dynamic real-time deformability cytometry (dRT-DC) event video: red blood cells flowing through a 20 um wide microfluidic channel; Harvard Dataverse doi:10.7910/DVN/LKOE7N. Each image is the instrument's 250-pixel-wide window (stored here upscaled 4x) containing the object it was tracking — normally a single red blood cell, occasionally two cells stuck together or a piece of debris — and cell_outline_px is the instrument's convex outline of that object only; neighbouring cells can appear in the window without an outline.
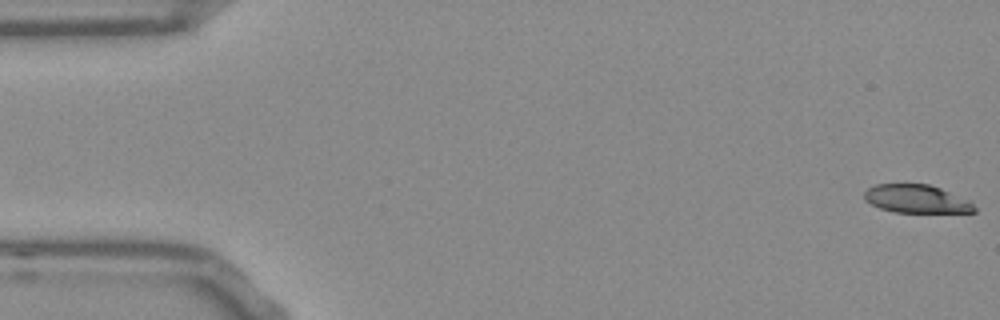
{"species": "Egyptian fruit bat (a non-hibernating species)", "species_latin": "Rousettus aegyptiacus", "temperature_condition": "room temperature", "stored_images_in_passage": 53, "camera_frame_rate_fps": 3000, "um_per_image_px": 0.085, "frame": {"image": 1, "passage_image": 1, "time_ms": 0.0, "image_size_px": [1000, 320], "cell_outline_px": [[976, 212], [896, 212], [880, 208], [864, 200], [864, 192], [868, 188], [876, 184], [928, 184], [940, 188], [972, 204], [976, 208]], "centroid_in_image_um": [77.82, 16.9], "position_along_channel_um": 7.2, "area_um2": 17.63}}
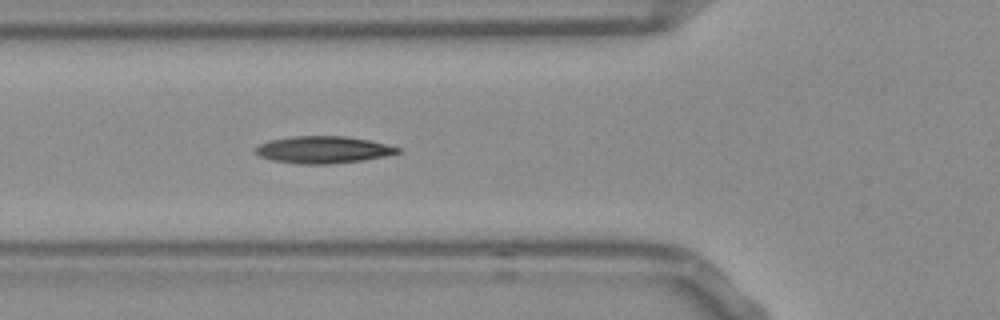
{"frame": {"image": 2, "passage_image": 19, "time_ms": 6.0, "image_size_px": [1000, 320], "cell_outline_px": [[400, 152], [384, 156], [360, 160], [328, 164], [300, 164], [272, 160], [260, 156], [256, 152], [256, 148], [260, 144], [272, 140], [292, 136], [344, 136], [368, 140], [400, 148]], "centroid_in_image_um": [27.45, 12.72], "position_along_channel_um": 98.4, "area_um2": 21.96}}
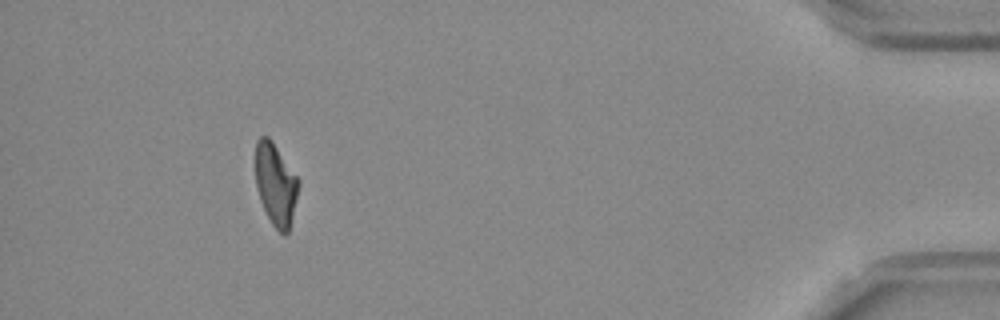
{"frame": {"image": 3, "passage_image": 49, "time_ms": 16.0, "image_size_px": [1000, 320], "cell_outline_px": [[300, 184], [288, 232], [284, 236], [272, 224], [260, 200], [256, 184], [256, 140], [260, 136], [268, 136], [272, 140], [300, 180]], "centroid_in_image_um": [23.44, 15.64], "position_along_channel_um": 411.8, "area_um2": 20.46}, "authors_computed_cell_mechanics": {"area_um2": 21.2704, "velocity_mm_per_s": 3.7922, "shape_relaxation_time_tau1_ms": 9.4737, "shape_relaxation_time_tau2_ms": 4.2502, "deformation_change_tau1": 0.2635, "deformation_change_tau2": 0.1229}}